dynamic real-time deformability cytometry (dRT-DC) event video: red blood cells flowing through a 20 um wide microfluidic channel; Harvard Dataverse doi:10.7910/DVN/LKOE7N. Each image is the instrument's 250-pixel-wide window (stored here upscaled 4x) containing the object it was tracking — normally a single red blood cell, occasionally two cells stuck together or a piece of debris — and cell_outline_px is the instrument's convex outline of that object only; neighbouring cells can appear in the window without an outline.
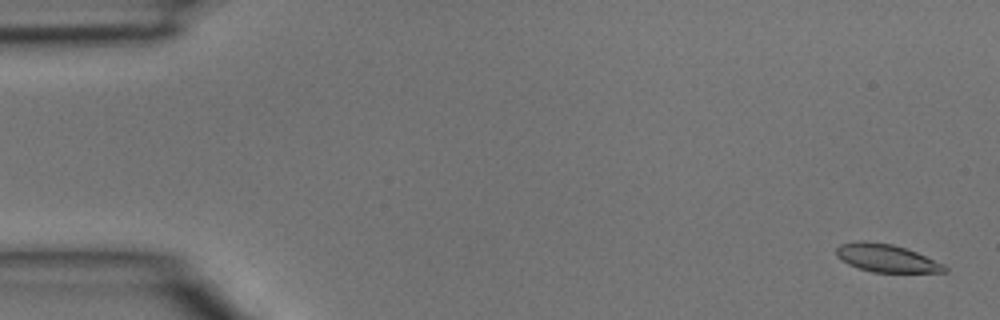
{"species": "common noctule bat (a hibernating species)", "species_latin": "Nyctalus noctula", "temperature_condition": "room temperature", "stored_images_in_passage": 2, "segment_of_instrument_passage": [2, 2], "camera_frame_rate_fps": 3000, "um_per_image_px": 0.085, "animal": {"sex": "male", "body_mass_g": 15.6}, "frame": {"image": 1, "passage_image": 2, "time_ms": 0.333, "image_size_px": [1000, 320], "cell_outline_px": [[948, 272], [872, 272], [848, 264], [836, 256], [836, 248], [840, 244], [856, 240], [864, 240], [892, 244], [916, 252], [944, 264], [948, 268]], "centroid_in_image_um": [75.32, 21.93], "position_along_channel_um": 9.7, "area_um2": 17.57}}